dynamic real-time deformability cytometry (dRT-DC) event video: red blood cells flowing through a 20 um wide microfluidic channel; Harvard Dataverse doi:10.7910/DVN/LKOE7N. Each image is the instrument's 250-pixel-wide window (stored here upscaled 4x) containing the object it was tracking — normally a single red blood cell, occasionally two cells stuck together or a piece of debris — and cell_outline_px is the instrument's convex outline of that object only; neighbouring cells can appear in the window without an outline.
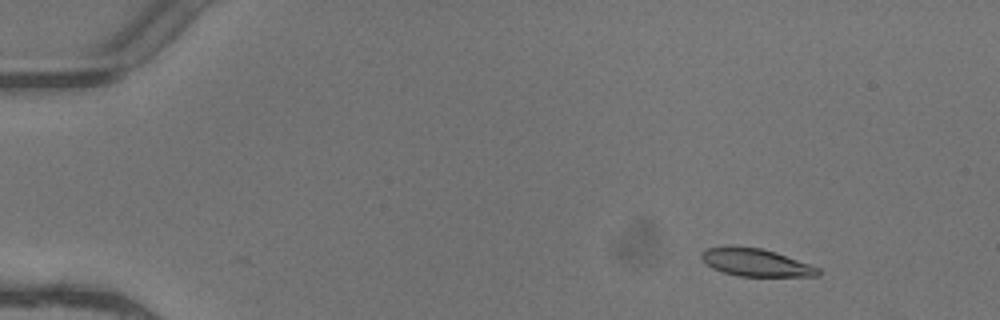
{"species": "common noctule bat (a hibernating species)", "species_latin": "Nyctalus noctula", "temperature_condition": "warm", "stored_images_in_passage": 4, "camera_frame_rate_fps": 3000, "um_per_image_px": 0.085, "animal": {"sex": "female"}, "frame": {"image": 1, "passage_image": 2, "time_ms": 0.333, "image_size_px": [1000, 320], "cell_outline_px": [[820, 276], [740, 276], [724, 272], [712, 268], [700, 256], [700, 252], [704, 248], [760, 248], [776, 252], [812, 264], [820, 268]], "centroid_in_image_um": [64.33, 22.34], "position_along_channel_um": 20.7, "area_um2": 18.38}}